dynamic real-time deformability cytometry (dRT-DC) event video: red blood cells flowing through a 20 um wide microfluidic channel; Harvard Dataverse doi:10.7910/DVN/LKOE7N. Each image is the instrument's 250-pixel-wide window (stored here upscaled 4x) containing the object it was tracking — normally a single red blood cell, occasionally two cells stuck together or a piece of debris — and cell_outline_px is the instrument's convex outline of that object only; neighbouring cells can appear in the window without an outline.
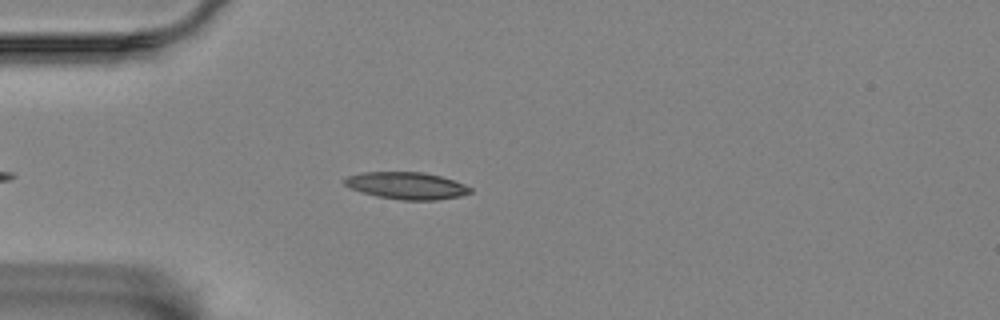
{"species": "Egyptian fruit bat (a non-hibernating species)", "species_latin": "Rousettus aegyptiacus", "temperature_condition": "room temperature", "stored_images_in_passage": 51, "camera_frame_rate_fps": 3000, "um_per_image_px": 0.085, "animal": {"sex": "female"}, "frame": {"image": 1, "passage_image": 9, "time_ms": 2.667, "image_size_px": [1000, 320], "cell_outline_px": [[472, 192], [460, 196], [436, 200], [400, 200], [376, 196], [360, 192], [344, 184], [344, 180], [348, 176], [360, 172], [424, 172], [440, 176], [464, 184], [472, 188]], "centroid_in_image_um": [34.56, 15.78], "position_along_channel_um": 50.4, "area_um2": 19.83}}
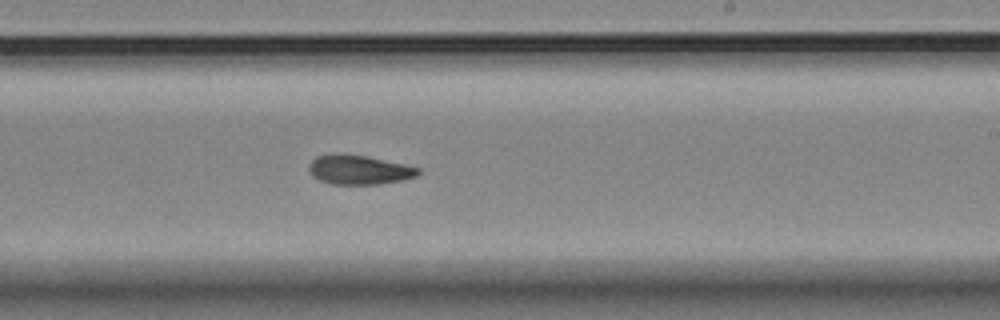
{"frame": {"image": 2, "passage_image": 28, "time_ms": 9.0, "image_size_px": [1000, 320], "cell_outline_px": [[420, 172], [416, 176], [400, 180], [380, 184], [332, 184], [320, 180], [312, 176], [308, 168], [312, 160], [316, 156], [340, 152], [368, 156], [404, 164], [420, 168]], "centroid_in_image_um": [30.49, 14.41], "position_along_channel_um": 258.5, "area_um2": 18.79}}
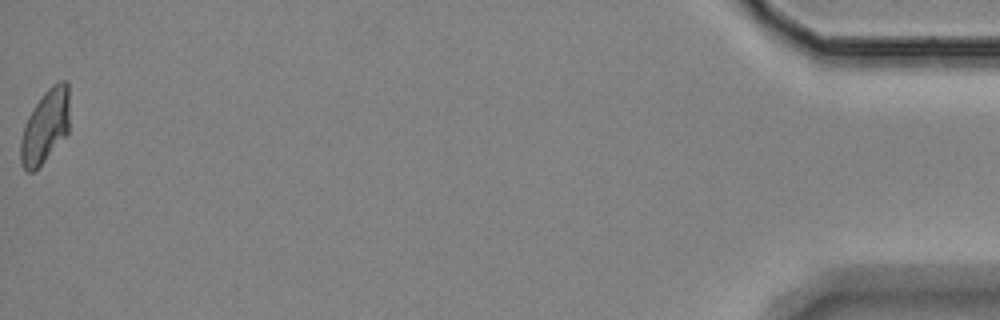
{"frame": {"image": 3, "passage_image": 51, "time_ms": 16.667, "image_size_px": [1000, 320], "cell_outline_px": [[68, 132], [44, 160], [32, 172], [28, 172], [24, 168], [20, 160], [20, 140], [24, 124], [28, 116], [44, 92], [52, 84], [60, 80], [68, 80]], "centroid_in_image_um": [3.83, 10.7], "position_along_channel_um": 431.4, "area_um2": 20.58}, "authors_computed_cell_mechanics": {"area_um2": 19.8254, "velocity_mm_per_s": 3.4614, "shape_relaxation_time_tau1_ms": 4.6853, "shape_relaxation_time_tau2_ms": 6.4447, "deformation_change_tau1": 0.1418, "deformation_change_tau2": 0.1372}}